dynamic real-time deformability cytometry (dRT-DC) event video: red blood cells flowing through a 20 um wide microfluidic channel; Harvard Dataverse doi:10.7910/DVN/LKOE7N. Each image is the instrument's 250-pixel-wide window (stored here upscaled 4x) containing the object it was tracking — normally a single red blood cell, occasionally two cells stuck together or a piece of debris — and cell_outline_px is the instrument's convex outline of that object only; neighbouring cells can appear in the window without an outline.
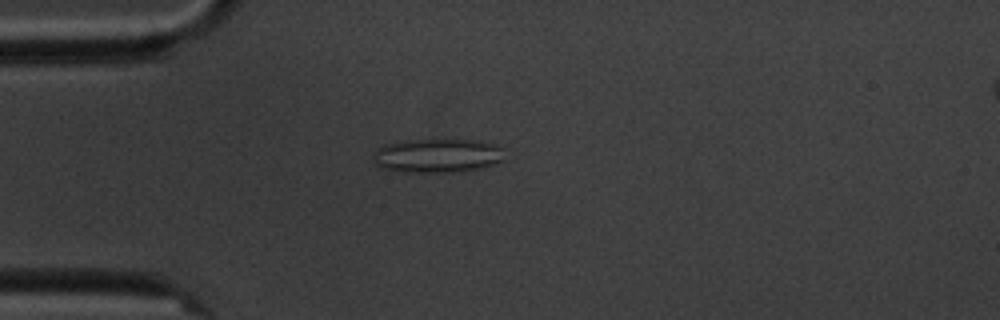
{"species": "common noctule bat (a hibernating species)", "species_latin": "Nyctalus noctula", "temperature_condition": "cold", "stored_images_in_passage": 4, "camera_frame_rate_fps": 3000, "um_per_image_px": 0.085, "animal": {"sex": "male", "body_mass_g": 20.1, "forearm_length_mm": 53.5}, "frame": {"image": 1, "passage_image": 3, "time_ms": 2.333, "image_size_px": [1000, 320], "cell_outline_px": [[504, 160], [496, 164], [480, 168], [448, 172], [404, 172], [380, 168], [372, 160], [372, 156], [376, 148], [384, 144], [408, 140], [480, 140], [492, 144], [500, 148]], "centroid_in_image_um": [37.11, 13.23], "position_along_channel_um": 47.9, "area_um2": 26.01}}